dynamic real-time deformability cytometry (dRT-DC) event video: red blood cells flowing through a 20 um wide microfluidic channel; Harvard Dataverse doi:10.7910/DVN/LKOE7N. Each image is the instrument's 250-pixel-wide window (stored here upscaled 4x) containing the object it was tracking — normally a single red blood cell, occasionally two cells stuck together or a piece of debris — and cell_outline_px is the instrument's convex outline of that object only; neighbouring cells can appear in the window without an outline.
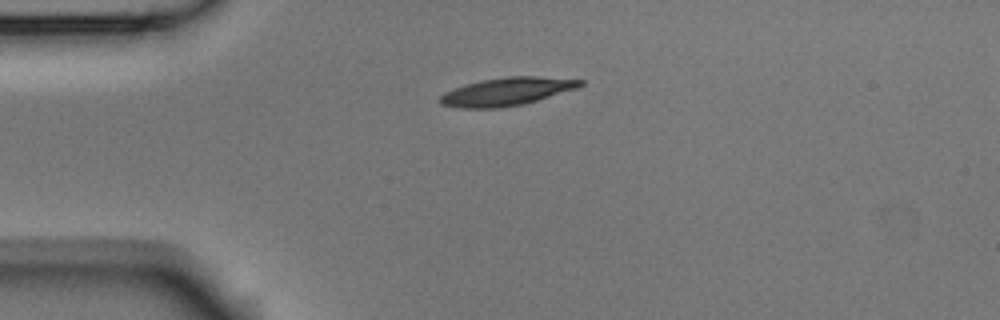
{"species": "Egyptian fruit bat (a non-hibernating species)", "species_latin": "Rousettus aegyptiacus", "temperature_condition": "room temperature", "stored_images_in_passage": 3, "camera_frame_rate_fps": 3000, "um_per_image_px": 0.085, "animal": {"sex": "male"}, "frame": {"image": 1, "passage_image": 1, "time_ms": 0.0, "image_size_px": [1000, 320], "cell_outline_px": [[584, 84], [576, 88], [524, 104], [496, 108], [460, 108], [440, 104], [436, 100], [444, 92], [480, 80], [504, 76], [536, 76], [584, 80]], "centroid_in_image_um": [43.04, 7.78], "position_along_channel_um": 42.0, "area_um2": 22.77}}
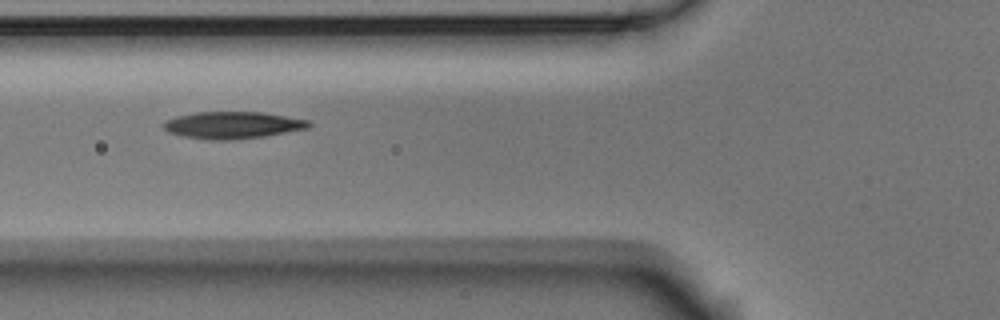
{"frame": {"image": 2, "passage_image": 3, "time_ms": 0.667, "image_size_px": [1000, 320], "cell_outline_px": [[312, 124], [308, 128], [264, 136], [236, 140], [208, 140], [184, 136], [168, 132], [160, 124], [164, 120], [176, 116], [196, 112], [260, 112], [312, 120]], "centroid_in_image_um": [19.75, 10.63], "position_along_channel_um": 106.0, "area_um2": 23.06}}